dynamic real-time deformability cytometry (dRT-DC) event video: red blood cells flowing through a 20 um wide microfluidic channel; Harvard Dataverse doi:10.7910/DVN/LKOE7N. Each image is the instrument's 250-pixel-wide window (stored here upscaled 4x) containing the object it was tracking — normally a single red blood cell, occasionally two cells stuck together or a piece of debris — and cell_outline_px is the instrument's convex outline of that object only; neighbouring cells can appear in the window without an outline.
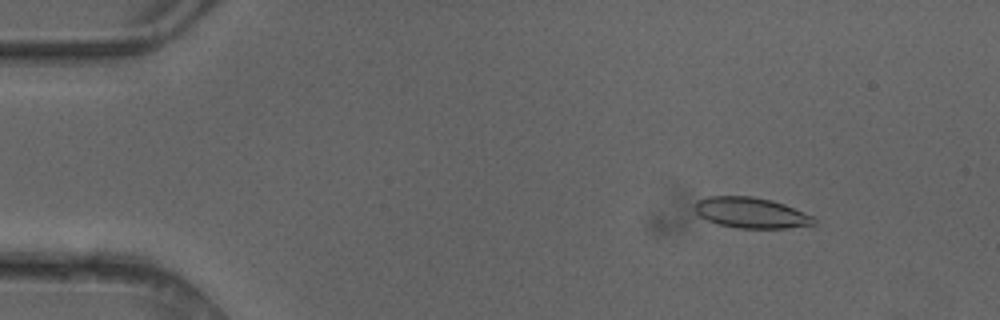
{"species": "common noctule bat (a hibernating species)", "species_latin": "Nyctalus noctula", "temperature_condition": "cold", "stored_images_in_passage": 4, "camera_frame_rate_fps": 3000, "um_per_image_px": 0.085, "animal": {"sex": "female"}, "frame": {"image": 1, "passage_image": 2, "time_ms": 0.333, "image_size_px": [1000, 320], "cell_outline_px": [[816, 224], [788, 228], [736, 228], [716, 224], [700, 216], [696, 212], [696, 200], [708, 196], [752, 196], [772, 200], [784, 204], [812, 216], [816, 220]], "centroid_in_image_um": [63.83, 18.09], "position_along_channel_um": 21.2, "area_um2": 21.27}}